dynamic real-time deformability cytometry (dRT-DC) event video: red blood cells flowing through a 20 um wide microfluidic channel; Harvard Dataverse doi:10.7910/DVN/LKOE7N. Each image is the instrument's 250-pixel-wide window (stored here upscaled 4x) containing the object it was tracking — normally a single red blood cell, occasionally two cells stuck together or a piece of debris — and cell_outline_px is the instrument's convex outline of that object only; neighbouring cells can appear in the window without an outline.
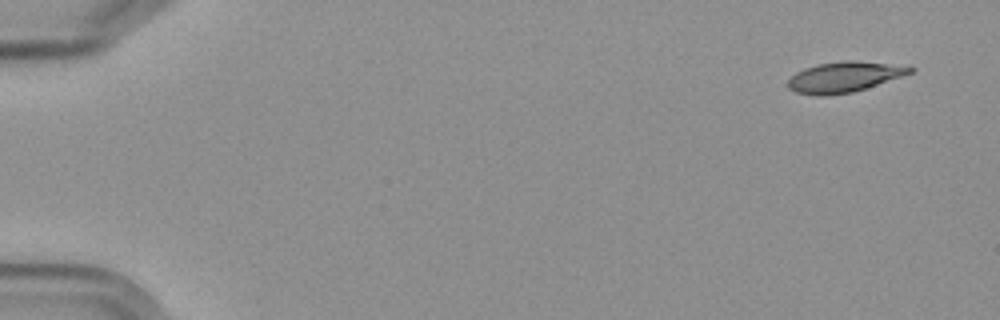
{"species": "Egyptian fruit bat (a non-hibernating species)", "species_latin": "Rousettus aegyptiacus", "temperature_condition": "cold", "stored_images_in_passage": 6, "segment_of_instrument_passage": [1, 2], "camera_frame_rate_fps": 3000, "um_per_image_px": 0.085, "frame": {"image": 1, "passage_image": 1, "time_ms": 0.0, "image_size_px": [1000, 320], "cell_outline_px": [[916, 68], [912, 72], [852, 92], [824, 96], [820, 96], [796, 92], [788, 88], [788, 80], [796, 72], [804, 68], [816, 64], [844, 60], [856, 60], [908, 64]], "centroid_in_image_um": [71.79, 6.5], "position_along_channel_um": 13.2, "area_um2": 21.85}}
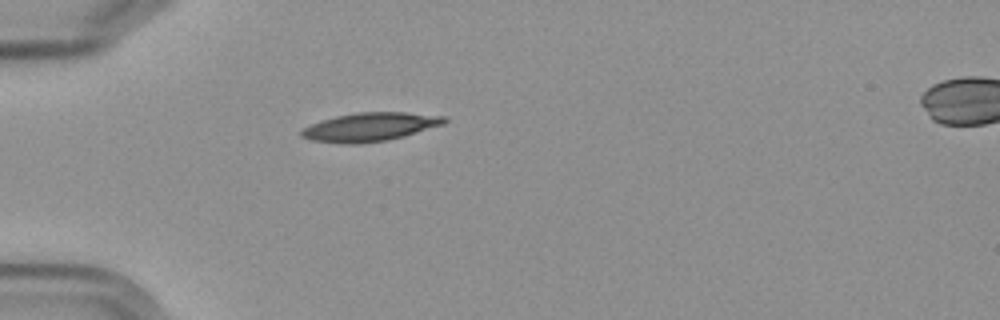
{"frame": {"image": 2, "passage_image": 5, "time_ms": 4.667, "image_size_px": [1000, 320], "cell_outline_px": [[448, 120], [444, 124], [404, 136], [388, 140], [356, 144], [348, 144], [312, 140], [300, 136], [300, 132], [304, 128], [320, 120], [336, 116], [356, 112], [408, 112], [448, 116]], "centroid_in_image_um": [31.49, 10.78], "position_along_channel_um": 53.5, "area_um2": 23.87}}